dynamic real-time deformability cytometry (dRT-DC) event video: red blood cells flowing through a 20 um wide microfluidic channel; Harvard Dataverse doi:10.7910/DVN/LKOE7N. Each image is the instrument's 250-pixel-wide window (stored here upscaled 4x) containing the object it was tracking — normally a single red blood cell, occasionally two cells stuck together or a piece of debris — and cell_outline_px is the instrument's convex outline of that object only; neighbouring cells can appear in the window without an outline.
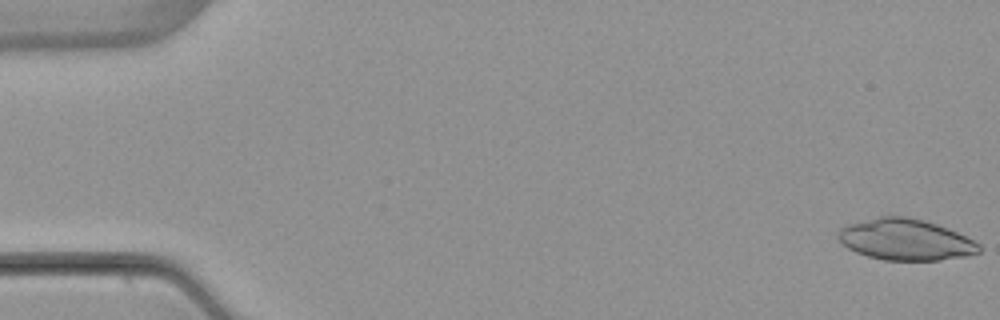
{"species": "common noctule bat (a hibernating species)", "species_latin": "Nyctalus noctula", "temperature_condition": "warm", "stored_images_in_passage": 5, "camera_frame_rate_fps": 3000, "um_per_image_px": 0.085, "animal": {"sex": "female", "body_mass_g": 22.7, "forearm_length_mm": 54.2}, "frame": {"image": 1, "passage_image": 1, "time_ms": 0.0, "image_size_px": [1000, 320], "cell_outline_px": [[980, 252], [968, 256], [940, 260], [884, 260], [868, 256], [856, 252], [848, 248], [836, 236], [840, 228], [848, 224], [880, 216], [908, 216], [924, 220], [948, 228], [980, 244]], "centroid_in_image_um": [76.97, 20.37], "position_along_channel_um": 8.0, "area_um2": 33.76}}